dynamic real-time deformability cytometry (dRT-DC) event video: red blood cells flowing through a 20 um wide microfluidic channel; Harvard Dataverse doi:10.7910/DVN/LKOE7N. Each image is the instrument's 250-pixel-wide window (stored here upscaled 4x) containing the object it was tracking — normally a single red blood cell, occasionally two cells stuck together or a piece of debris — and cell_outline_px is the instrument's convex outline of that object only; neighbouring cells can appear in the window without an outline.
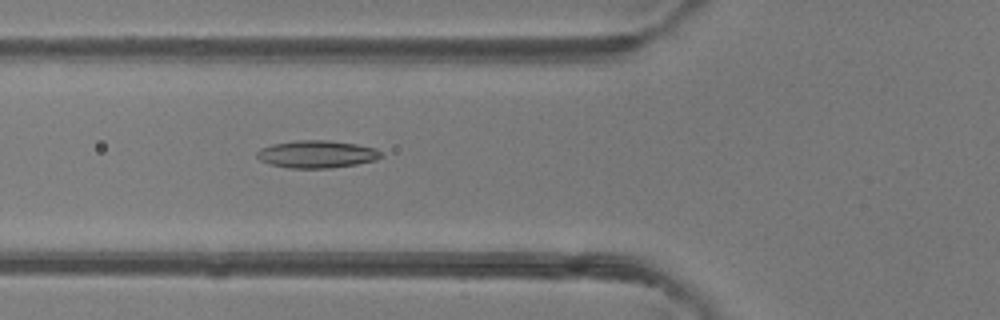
{"species": "common noctule bat (a hibernating species)", "species_latin": "Nyctalus noctula", "temperature_condition": "room temperature", "stored_images_in_passage": 50, "camera_frame_rate_fps": 3000, "um_per_image_px": 0.085, "animal": {"sex": "female"}, "frame": {"image": 1, "passage_image": 19, "time_ms": 6.0, "image_size_px": [1000, 320], "cell_outline_px": [[384, 156], [376, 160], [356, 164], [328, 168], [288, 168], [272, 164], [260, 160], [256, 156], [256, 152], [260, 148], [272, 144], [296, 140], [328, 140], [356, 144], [376, 148]], "centroid_in_image_um": [26.93, 13.1], "position_along_channel_um": 98.9, "area_um2": 19.88}}
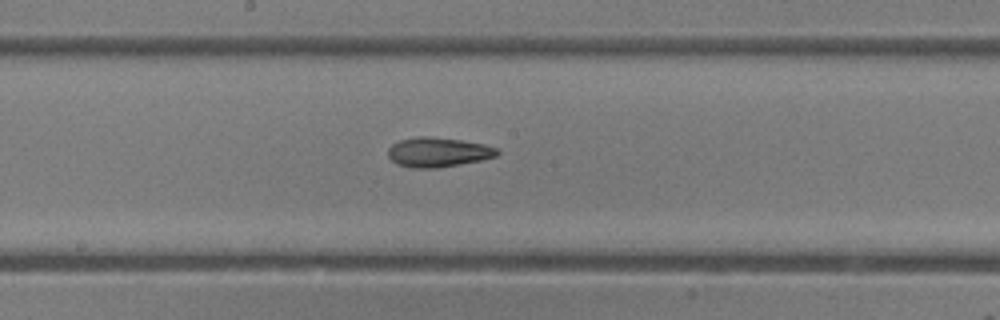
{"frame": {"image": 2, "passage_image": 27, "time_ms": 8.667, "image_size_px": [1000, 320], "cell_outline_px": [[500, 152], [496, 156], [480, 160], [440, 168], [408, 168], [396, 164], [388, 156], [388, 148], [392, 144], [400, 140], [420, 136], [428, 136], [460, 140], [484, 144], [496, 148]], "centroid_in_image_um": [37.2, 12.95], "position_along_channel_um": 211.0, "area_um2": 18.84}}
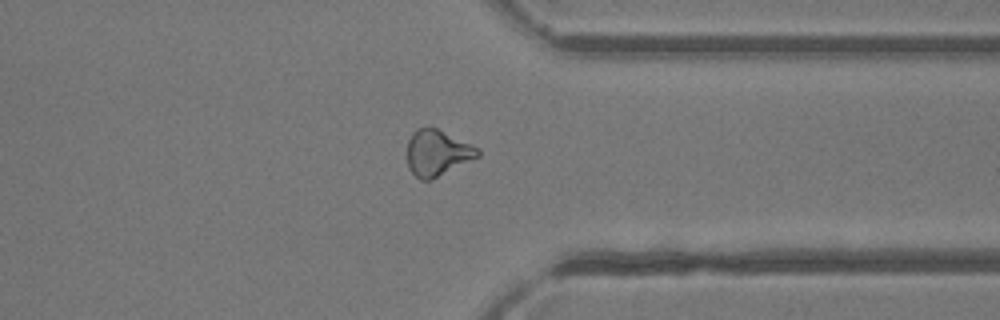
{"frame": {"image": 3, "passage_image": 39, "time_ms": 12.667, "image_size_px": [1000, 320], "cell_outline_px": [[480, 156], [432, 180], [420, 180], [408, 168], [408, 140], [412, 132], [416, 128], [436, 128], [472, 144], [480, 148]], "centroid_in_image_um": [37.19, 13.0], "position_along_channel_um": 374.2, "area_um2": 18.96}, "authors_computed_cell_mechanics": {"area_um2": 19.7098, "velocity_mm_per_s": 4.1776, "shape_relaxation_time_tau1_ms": 8.5271, "shape_relaxation_time_tau2_ms": 3.7445, "deformation_change_tau1": 0.1877, "deformation_change_tau2": 0.1181}}